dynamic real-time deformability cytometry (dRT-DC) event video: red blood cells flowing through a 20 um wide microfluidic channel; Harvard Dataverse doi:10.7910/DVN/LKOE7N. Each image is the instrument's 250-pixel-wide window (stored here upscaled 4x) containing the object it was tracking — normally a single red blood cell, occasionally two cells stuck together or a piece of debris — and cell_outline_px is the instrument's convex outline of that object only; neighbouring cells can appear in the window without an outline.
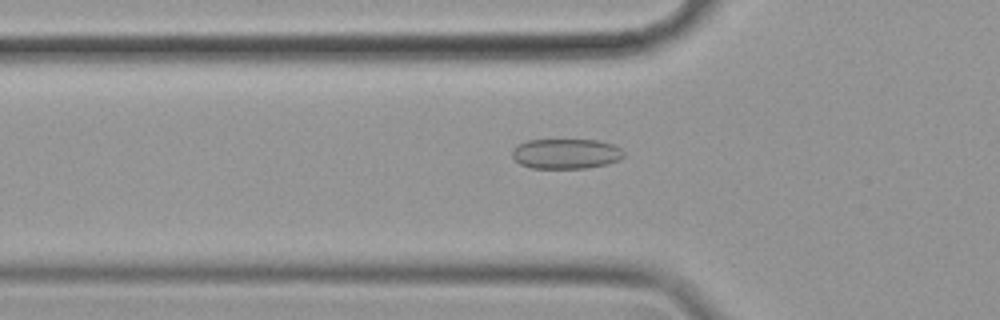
{"species": "common noctule bat (a hibernating species)", "species_latin": "Nyctalus noctula", "temperature_condition": "cold", "stored_images_in_passage": 57, "camera_frame_rate_fps": 3000, "um_per_image_px": 0.085, "animal": {"sex": "female", "body_mass_g": 19.9}, "frame": {"image": 1, "passage_image": 19, "time_ms": 6.0, "image_size_px": [1000, 320], "cell_outline_px": [[624, 156], [620, 160], [608, 164], [588, 168], [532, 168], [520, 164], [512, 156], [512, 152], [516, 144], [528, 140], [600, 140], [612, 144], [620, 148], [624, 152]], "centroid_in_image_um": [48.12, 13.07], "position_along_channel_um": 77.7, "area_um2": 19.71}}
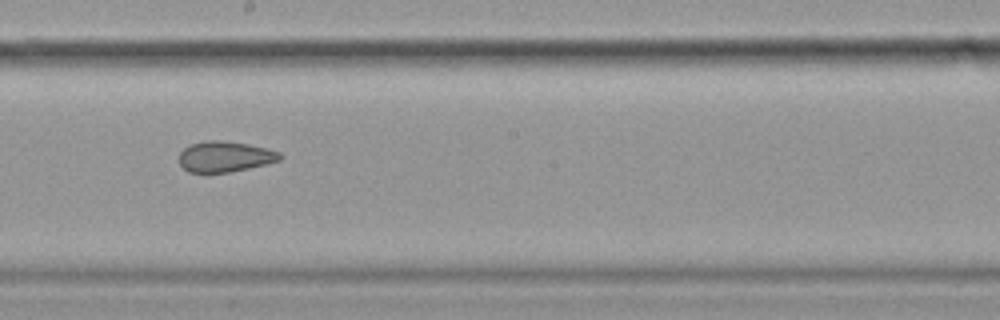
{"frame": {"image": 2, "passage_image": 32, "time_ms": 10.333, "image_size_px": [1000, 320], "cell_outline_px": [[284, 156], [280, 160], [248, 168], [208, 176], [188, 172], [180, 164], [180, 152], [184, 148], [192, 144], [204, 140], [220, 140], [248, 144], [280, 152]], "centroid_in_image_um": [19.07, 13.35], "position_along_channel_um": 229.1, "area_um2": 18.38}}
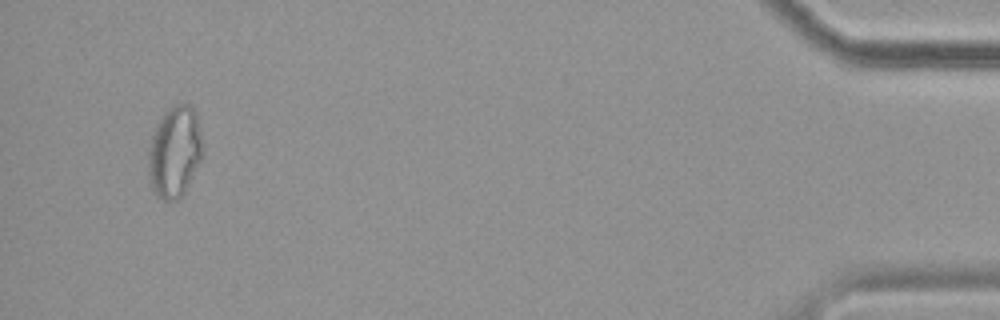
{"frame": {"image": 3, "passage_image": 55, "time_ms": 18.0, "image_size_px": [1000, 320], "cell_outline_px": [[204, 156], [184, 192], [176, 200], [164, 200], [152, 188], [148, 180], [148, 152], [152, 132], [164, 112], [172, 104], [188, 104], [196, 112], [200, 128], [204, 148]], "centroid_in_image_um": [14.86, 12.87], "position_along_channel_um": 420.3, "area_um2": 29.3}}